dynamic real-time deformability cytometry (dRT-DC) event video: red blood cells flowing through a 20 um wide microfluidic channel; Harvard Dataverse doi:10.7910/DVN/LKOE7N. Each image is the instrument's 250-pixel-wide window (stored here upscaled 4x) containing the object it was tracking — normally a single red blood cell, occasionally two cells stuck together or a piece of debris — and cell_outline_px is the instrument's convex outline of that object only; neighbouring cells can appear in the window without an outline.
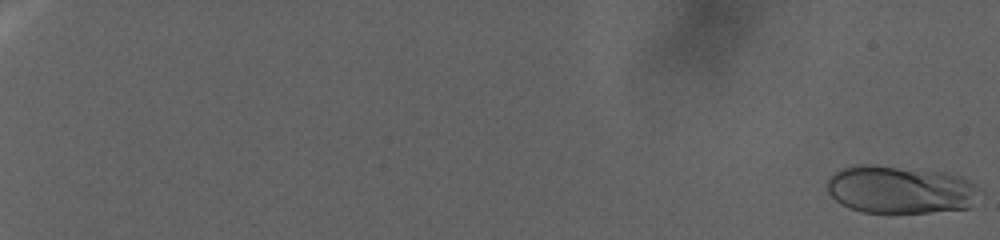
{"species": "human", "species_latin": "Homo sapiens", "temperature_condition": "warm", "stored_images_in_passage": 112, "camera_frame_rate_fps": 3000, "um_per_image_px": 0.085, "donor": {"sex": "female"}, "frame": {"image": 1, "passage_image": 1, "time_ms": 0.0, "image_size_px": [1000, 240], "cell_outline_px": [[984, 192], [968, 208], [888, 216], [864, 212], [840, 204], [828, 192], [828, 180], [840, 168], [852, 164], [872, 164], [948, 172], [960, 176], [968, 180], [980, 188]], "centroid_in_image_um": [76.55, 16.14], "position_along_channel_um": 8.5, "area_um2": 43.75}}
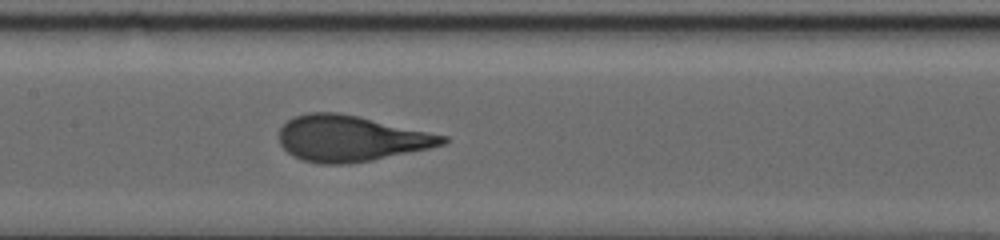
{"frame": {"image": 2, "passage_image": 65, "time_ms": 21.333, "image_size_px": [1000, 240], "cell_outline_px": [[448, 140], [444, 144], [428, 148], [372, 160], [348, 164], [320, 164], [300, 160], [292, 156], [280, 144], [280, 128], [288, 120], [296, 116], [308, 112], [340, 112], [360, 116], [448, 136]], "centroid_in_image_um": [29.8, 11.77], "position_along_channel_um": 177.6, "area_um2": 43.75}}
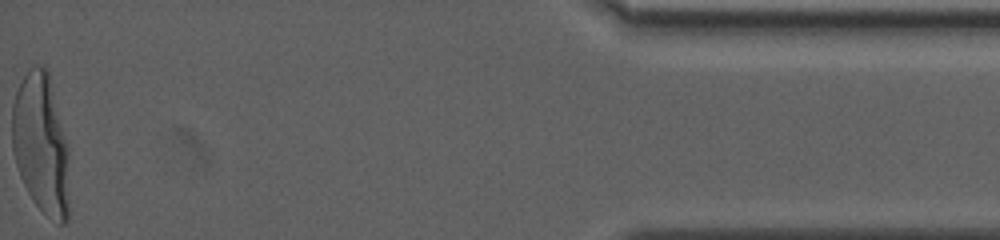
{"frame": {"image": 3, "passage_image": 112, "time_ms": 37.0, "image_size_px": [1000, 240], "cell_outline_px": [[68, 220], [64, 224], [60, 224], [44, 212], [32, 200], [20, 176], [16, 164], [12, 148], [12, 104], [16, 92], [28, 68], [36, 64], [44, 64], [48, 72], [68, 148]], "centroid_in_image_um": [3.48, 12.22], "position_along_channel_um": 431.7, "area_um2": 46.53}}